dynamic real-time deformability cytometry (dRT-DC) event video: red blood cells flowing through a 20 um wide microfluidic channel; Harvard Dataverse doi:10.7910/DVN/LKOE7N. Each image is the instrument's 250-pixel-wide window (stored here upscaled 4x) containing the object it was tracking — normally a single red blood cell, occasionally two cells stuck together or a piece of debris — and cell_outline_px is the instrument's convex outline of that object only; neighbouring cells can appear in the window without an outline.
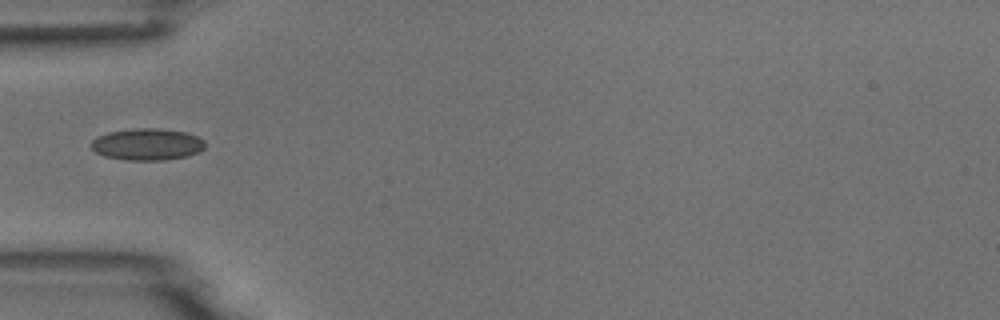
{"species": "common noctule bat (a hibernating species)", "species_latin": "Nyctalus noctula", "temperature_condition": "room temperature", "stored_images_in_passage": 2, "camera_frame_rate_fps": 3000, "um_per_image_px": 0.085, "animal": {"sex": "male", "body_mass_g": 18.8}, "frame": {"image": 1, "passage_image": 1, "time_ms": 0.0, "image_size_px": [1000, 320], "cell_outline_px": [[204, 148], [200, 152], [188, 156], [164, 160], [124, 160], [104, 156], [96, 152], [88, 144], [96, 136], [108, 132], [132, 128], [156, 128], [184, 132], [196, 136], [204, 140]], "centroid_in_image_um": [12.47, 12.27], "position_along_channel_um": 72.5, "area_um2": 21.27}}